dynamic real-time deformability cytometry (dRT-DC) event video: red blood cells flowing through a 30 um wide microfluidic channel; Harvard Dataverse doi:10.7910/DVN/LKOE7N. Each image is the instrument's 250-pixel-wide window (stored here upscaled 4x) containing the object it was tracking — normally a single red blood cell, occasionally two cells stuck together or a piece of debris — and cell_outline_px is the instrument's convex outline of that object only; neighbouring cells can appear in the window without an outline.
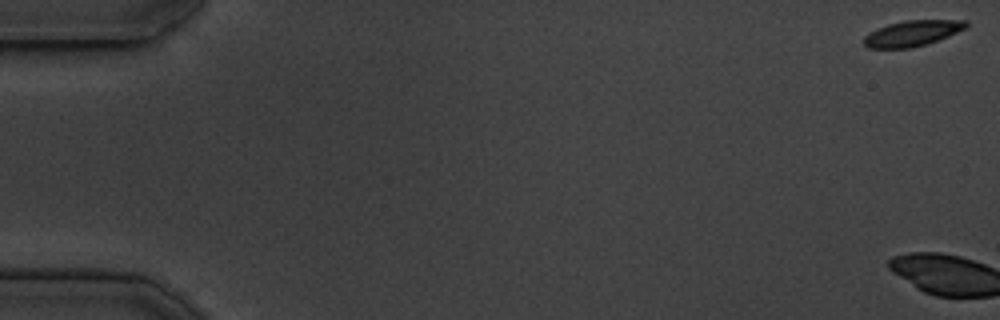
{"species": "common noctule bat (a hibernating species)", "species_latin": "Nyctalus noctula", "temperature_condition": "cold", "stored_images_in_passage": 3, "camera_frame_rate_fps": 3000, "um_per_image_px": 0.085, "animal": {"sex": "male", "body_mass_g": 19.5, "forearm_length_mm": 54.6}, "frame": {"image": 1, "passage_image": 1, "time_ms": 0.0, "image_size_px": [1000, 320], "cell_outline_px": [[968, 28], [948, 36], [924, 44], [908, 48], [868, 48], [864, 44], [864, 36], [888, 24], [904, 20], [968, 20]], "centroid_in_image_um": [77.59, 2.82], "position_along_channel_um": 7.4, "area_um2": 15.09}}